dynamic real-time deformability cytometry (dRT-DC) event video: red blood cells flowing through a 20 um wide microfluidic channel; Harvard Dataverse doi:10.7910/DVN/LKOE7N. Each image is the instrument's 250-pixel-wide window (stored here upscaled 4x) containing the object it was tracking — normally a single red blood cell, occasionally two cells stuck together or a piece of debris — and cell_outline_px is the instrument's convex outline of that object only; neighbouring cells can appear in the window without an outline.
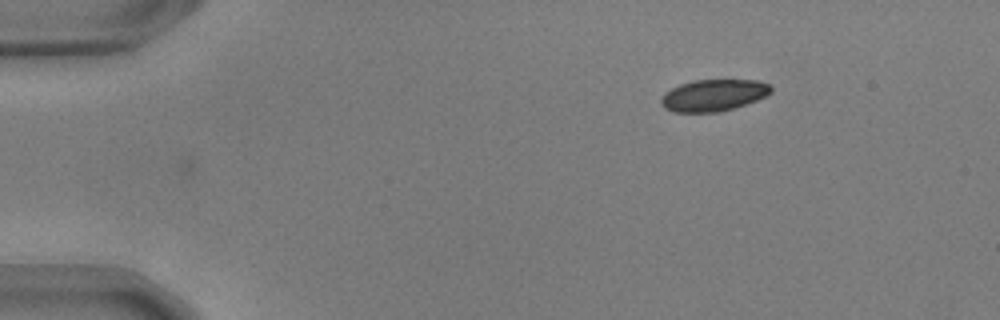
{"species": "common noctule bat (a hibernating species)", "species_latin": "Nyctalus noctula", "temperature_condition": "warm", "stored_images_in_passage": 39, "camera_frame_rate_fps": 3000, "um_per_image_px": 0.085, "animal": {"sex": "male", "body_mass_g": 17.9, "forearm_length_mm": 54.2}, "frame": {"image": 1, "passage_image": 1, "time_ms": 0.0, "image_size_px": [1000, 320], "cell_outline_px": [[772, 92], [756, 100], [732, 108], [716, 112], [672, 112], [664, 108], [660, 100], [664, 92], [680, 84], [696, 80], [760, 80], [768, 84], [772, 88]], "centroid_in_image_um": [60.62, 8.09], "position_along_channel_um": 24.4, "area_um2": 20.17}}
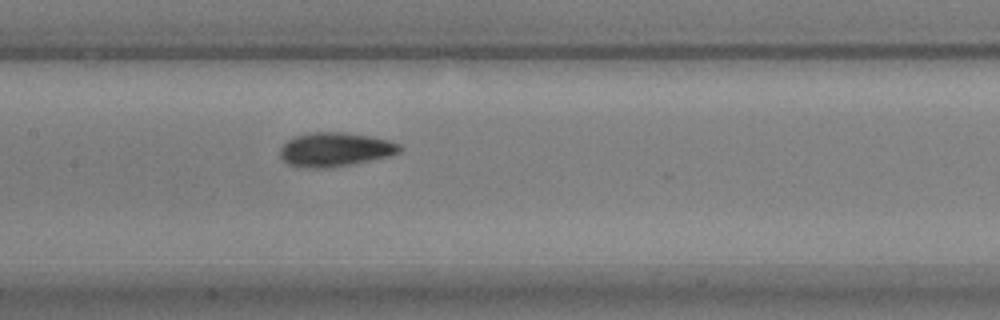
{"frame": {"image": 2, "passage_image": 20, "time_ms": 6.333, "image_size_px": [1000, 320], "cell_outline_px": [[404, 148], [400, 152], [388, 156], [352, 164], [324, 168], [300, 168], [288, 164], [280, 156], [280, 148], [292, 136], [316, 132], [344, 132], [372, 136], [388, 140], [400, 144]], "centroid_in_image_um": [28.48, 12.7], "position_along_channel_um": 178.9, "area_um2": 23.81}}
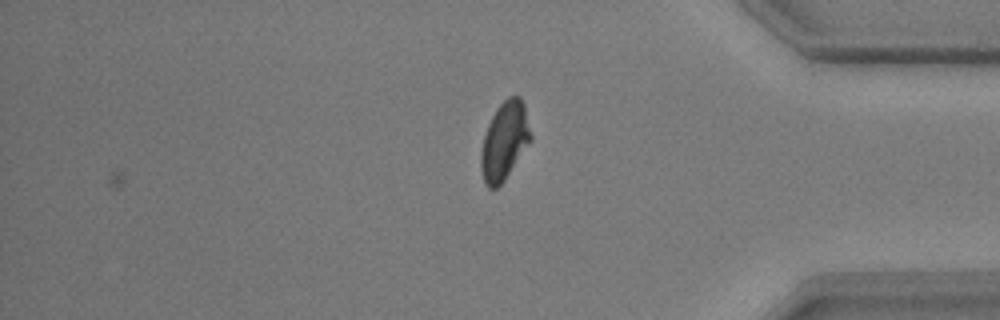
{"frame": {"image": 3, "passage_image": 39, "time_ms": 12.667, "image_size_px": [1000, 320], "cell_outline_px": [[532, 140], [504, 180], [496, 188], [488, 188], [484, 184], [480, 168], [480, 152], [484, 136], [488, 124], [496, 108], [508, 96], [520, 96], [524, 104], [532, 136]], "centroid_in_image_um": [42.87, 11.98], "position_along_channel_um": 392.3, "area_um2": 22.72}, "authors_computed_cell_mechanics": {"area_um2": 22.7154, "velocity_mm_per_s": 3.6905, "shape_relaxation_time_tau1_ms": 2.8871, "shape_relaxation_time_tau2_ms": 1.6652, "deformation_change_tau1": 0.1403, "deformation_change_tau2": 0.0583}}